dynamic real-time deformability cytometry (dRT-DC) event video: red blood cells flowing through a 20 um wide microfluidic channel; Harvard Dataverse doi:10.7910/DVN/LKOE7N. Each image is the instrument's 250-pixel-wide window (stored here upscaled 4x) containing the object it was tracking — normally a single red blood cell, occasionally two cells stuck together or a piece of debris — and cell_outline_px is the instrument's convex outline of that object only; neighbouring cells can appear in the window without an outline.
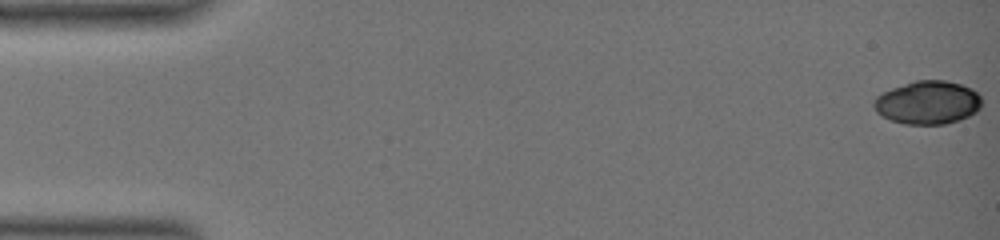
{"species": "common noctule bat (a hibernating species)", "species_latin": "Nyctalus noctula", "temperature_condition": "warm", "stored_images_in_passage": 56, "camera_frame_rate_fps": 3000, "um_per_image_px": 0.085, "animal": {"sex": "female", "body_mass_g": 19.0, "forearm_length_mm": 51.5}, "frame": {"image": 1, "passage_image": 1, "time_ms": 0.0, "image_size_px": [1000, 240], "cell_outline_px": [[980, 108], [976, 112], [960, 120], [944, 124], [904, 124], [892, 120], [876, 112], [872, 104], [872, 100], [876, 96], [892, 88], [916, 80], [944, 80], [960, 84], [972, 88], [980, 96]], "centroid_in_image_um": [78.85, 8.71], "position_along_channel_um": 6.2, "area_um2": 27.17}}
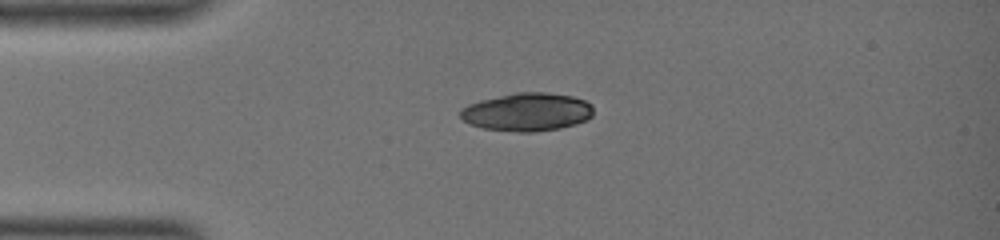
{"frame": {"image": 2, "passage_image": 15, "time_ms": 4.667, "image_size_px": [1000, 240], "cell_outline_px": [[592, 116], [588, 120], [576, 124], [560, 128], [532, 132], [520, 132], [484, 128], [468, 124], [460, 116], [460, 108], [468, 104], [480, 100], [516, 92], [544, 92], [572, 96], [584, 100], [592, 104]], "centroid_in_image_um": [44.8, 9.51], "position_along_channel_um": 40.2, "area_um2": 29.65}}